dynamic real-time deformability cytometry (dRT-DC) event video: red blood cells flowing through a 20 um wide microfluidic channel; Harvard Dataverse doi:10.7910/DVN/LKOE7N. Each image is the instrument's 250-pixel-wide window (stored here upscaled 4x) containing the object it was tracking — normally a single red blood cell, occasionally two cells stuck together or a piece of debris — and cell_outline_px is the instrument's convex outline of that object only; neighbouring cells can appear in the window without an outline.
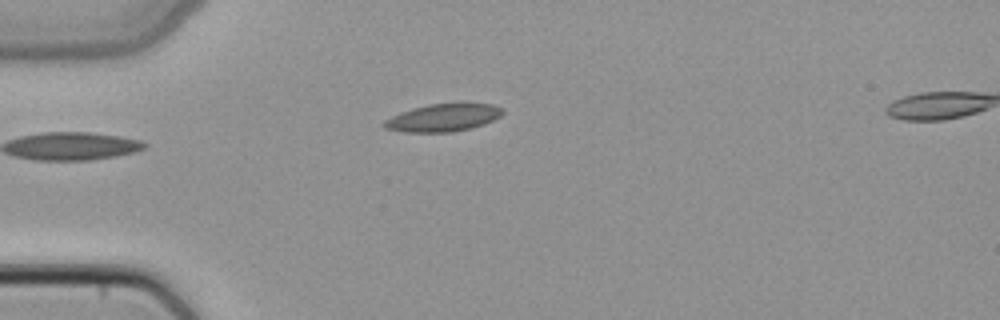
{"species": "common noctule bat (a hibernating species)", "species_latin": "Nyctalus noctula", "temperature_condition": "cold", "stored_images_in_passage": 3, "camera_frame_rate_fps": 3000, "um_per_image_px": 0.085, "animal": {"sex": "female", "body_mass_g": 22.7, "forearm_length_mm": 54.2}, "frame": {"image": 1, "passage_image": 2, "time_ms": 0.333, "image_size_px": [1000, 320], "cell_outline_px": [[504, 112], [500, 116], [484, 124], [472, 128], [452, 132], [404, 132], [384, 128], [380, 124], [384, 120], [400, 112], [412, 108], [428, 104], [492, 104], [504, 108]], "centroid_in_image_um": [37.63, 10.01], "position_along_channel_um": 47.4, "area_um2": 19.07}}